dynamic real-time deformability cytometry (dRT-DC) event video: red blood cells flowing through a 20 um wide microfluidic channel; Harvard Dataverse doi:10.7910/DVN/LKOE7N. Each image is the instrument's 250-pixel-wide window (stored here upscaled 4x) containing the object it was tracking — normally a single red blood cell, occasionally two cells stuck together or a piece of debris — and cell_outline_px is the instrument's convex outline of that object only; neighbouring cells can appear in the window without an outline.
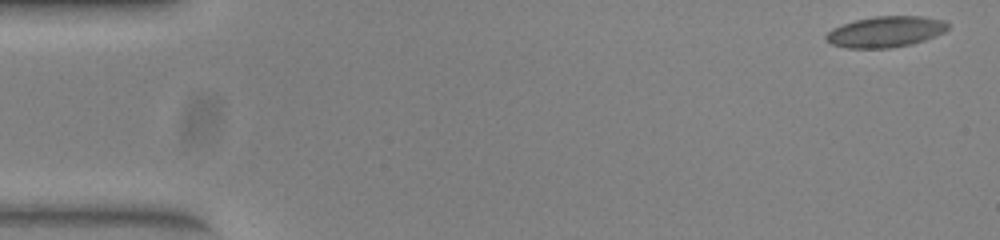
{"species": "common noctule bat (a hibernating species)", "species_latin": "Nyctalus noctula", "temperature_condition": "warm", "stored_images_in_passage": 52, "camera_frame_rate_fps": 3000, "um_per_image_px": 0.085, "animal": {"sex": "female", "body_mass_g": 23.0, "forearm_length_mm": 53.4}, "frame": {"image": 1, "passage_image": 1, "time_ms": 0.0, "image_size_px": [1000, 240], "cell_outline_px": [[948, 28], [944, 32], [924, 40], [912, 44], [888, 48], [848, 48], [832, 44], [824, 40], [824, 36], [832, 28], [856, 20], [876, 16], [924, 16], [944, 20], [948, 24]], "centroid_in_image_um": [75.26, 2.7], "position_along_channel_um": 9.7, "area_um2": 21.91}}
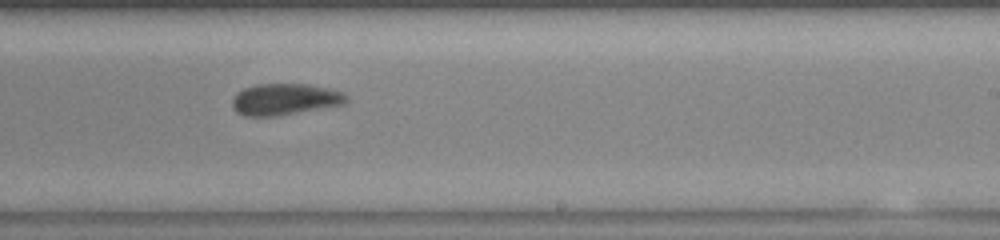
{"frame": {"image": 2, "passage_image": 31, "time_ms": 10.0, "image_size_px": [1000, 240], "cell_outline_px": [[348, 100], [344, 104], [280, 116], [244, 116], [236, 112], [232, 108], [232, 100], [244, 88], [256, 84], [308, 84], [328, 88], [344, 92], [348, 96]], "centroid_in_image_um": [24.24, 8.45], "position_along_channel_um": 264.8, "area_um2": 21.04}}
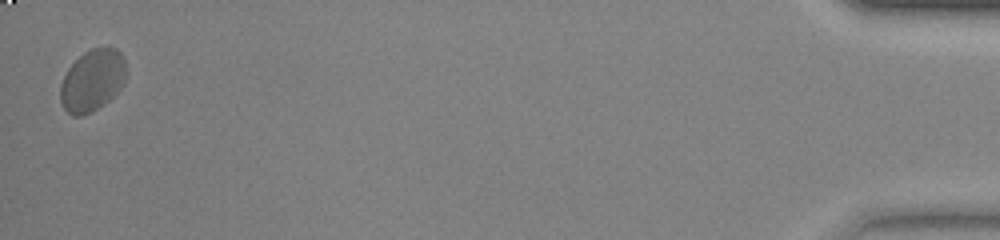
{"frame": {"image": 3, "passage_image": 51, "time_ms": 16.667, "image_size_px": [1000, 240], "cell_outline_px": [[128, 76], [124, 84], [104, 104], [92, 112], [80, 116], [72, 116], [64, 108], [60, 100], [60, 84], [68, 68], [84, 52], [92, 48], [116, 48], [120, 52], [124, 60], [128, 72]], "centroid_in_image_um": [7.87, 6.84], "position_along_channel_um": 427.3, "area_um2": 23.81}}